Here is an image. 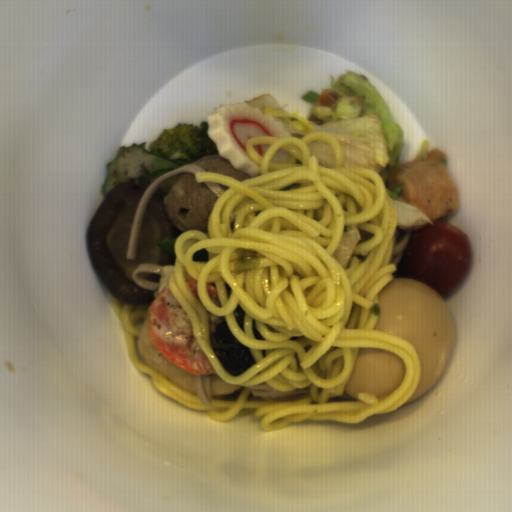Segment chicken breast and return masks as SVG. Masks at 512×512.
<instances>
[{
    "mask_svg": "<svg viewBox=\"0 0 512 512\" xmlns=\"http://www.w3.org/2000/svg\"><path fill=\"white\" fill-rule=\"evenodd\" d=\"M447 155L437 147L423 157L397 163L387 178V188L394 192L401 185L402 201L431 220L454 214L460 206L459 191L444 163Z\"/></svg>",
    "mask_w": 512,
    "mask_h": 512,
    "instance_id": "cb542c10",
    "label": "chicken breast"
}]
</instances>
